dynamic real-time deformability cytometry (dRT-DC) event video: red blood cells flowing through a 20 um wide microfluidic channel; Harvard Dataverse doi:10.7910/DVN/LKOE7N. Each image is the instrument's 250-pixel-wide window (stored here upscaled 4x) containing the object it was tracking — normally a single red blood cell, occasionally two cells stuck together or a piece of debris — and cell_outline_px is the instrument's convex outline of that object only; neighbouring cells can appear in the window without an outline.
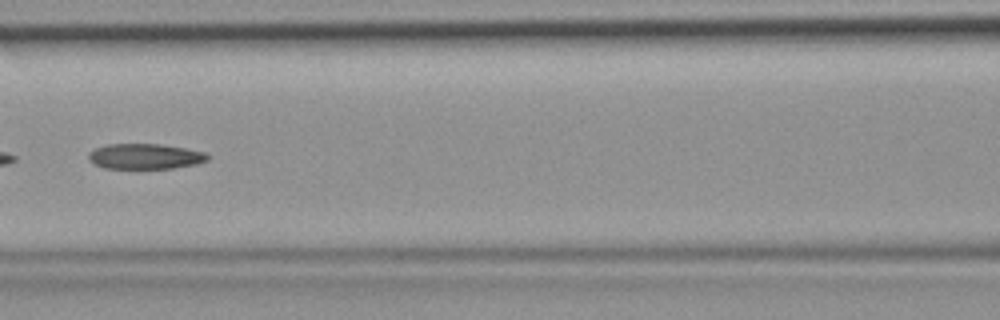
{"species": "common noctule bat (a hibernating species)", "species_latin": "Nyctalus noctula", "temperature_condition": "room temperature", "stored_images_in_passage": 7, "camera_frame_rate_fps": 3000, "um_per_image_px": 0.085, "animal": {"sex": "female", "body_mass_g": 19.9}, "frame": {"image": 1, "passage_image": 6, "time_ms": 1.667, "image_size_px": [1000, 320], "cell_outline_px": [[208, 160], [196, 164], [172, 168], [104, 168], [88, 160], [88, 152], [96, 148], [108, 144], [160, 144], [208, 152]], "centroid_in_image_um": [12.34, 13.29], "position_along_channel_um": 154.3, "area_um2": 17.57}}